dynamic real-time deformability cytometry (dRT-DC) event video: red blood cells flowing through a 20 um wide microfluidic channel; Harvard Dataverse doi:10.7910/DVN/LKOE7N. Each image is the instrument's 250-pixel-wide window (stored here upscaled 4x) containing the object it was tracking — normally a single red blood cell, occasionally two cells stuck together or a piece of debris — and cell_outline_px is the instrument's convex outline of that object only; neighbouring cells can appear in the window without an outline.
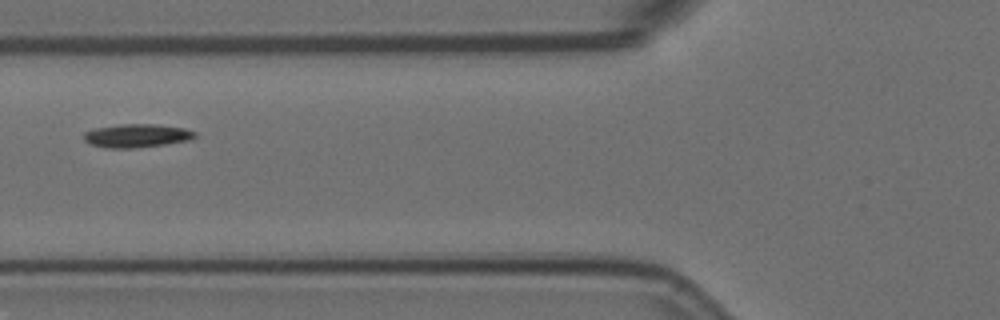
{"species": "Egyptian fruit bat (a non-hibernating species)", "species_latin": "Rousettus aegyptiacus", "temperature_condition": "room temperature", "stored_images_in_passage": 6, "camera_frame_rate_fps": 3000, "um_per_image_px": 0.085, "animal": {"sex": "female"}, "frame": {"image": 1, "passage_image": 3, "time_ms": 0.667, "image_size_px": [1000, 320], "cell_outline_px": [[196, 136], [188, 140], [164, 144], [136, 148], [104, 148], [88, 144], [84, 140], [84, 132], [92, 128], [124, 124], [152, 124], [184, 128], [196, 132]], "centroid_in_image_um": [11.56, 11.54], "position_along_channel_um": 114.2, "area_um2": 15.2}}
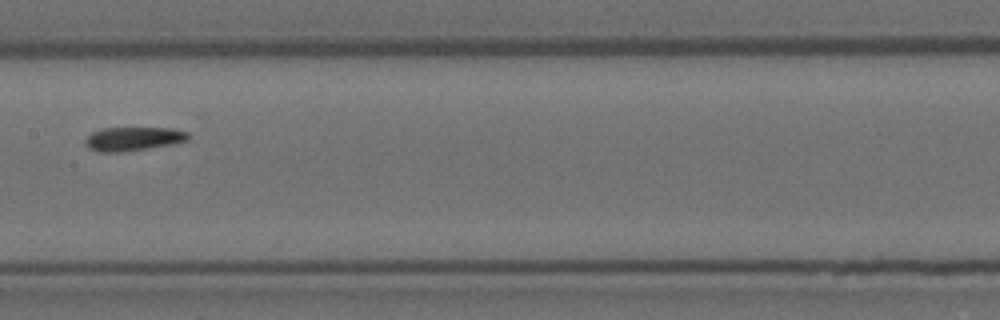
{"frame": {"image": 2, "passage_image": 5, "time_ms": 1.333, "image_size_px": [1000, 320], "cell_outline_px": [[188, 140], [176, 144], [120, 152], [100, 152], [88, 148], [84, 144], [84, 140], [92, 132], [104, 128], [172, 128], [188, 132]], "centroid_in_image_um": [11.32, 11.8], "position_along_channel_um": 196.1, "area_um2": 14.33}}
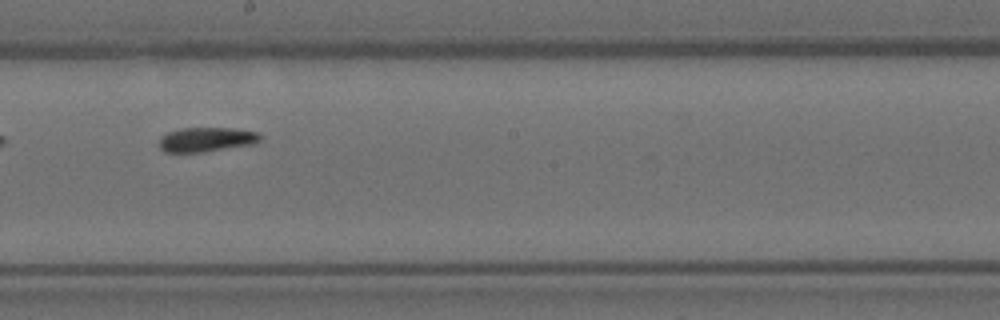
{"frame": {"image": 3, "passage_image": 6, "time_ms": 1.667, "image_size_px": [1000, 320], "cell_outline_px": [[260, 140], [256, 144], [200, 152], [164, 152], [160, 148], [160, 136], [168, 132], [180, 128], [232, 128], [260, 132]], "centroid_in_image_um": [17.56, 11.85], "position_along_channel_um": 230.6, "area_um2": 14.45}}